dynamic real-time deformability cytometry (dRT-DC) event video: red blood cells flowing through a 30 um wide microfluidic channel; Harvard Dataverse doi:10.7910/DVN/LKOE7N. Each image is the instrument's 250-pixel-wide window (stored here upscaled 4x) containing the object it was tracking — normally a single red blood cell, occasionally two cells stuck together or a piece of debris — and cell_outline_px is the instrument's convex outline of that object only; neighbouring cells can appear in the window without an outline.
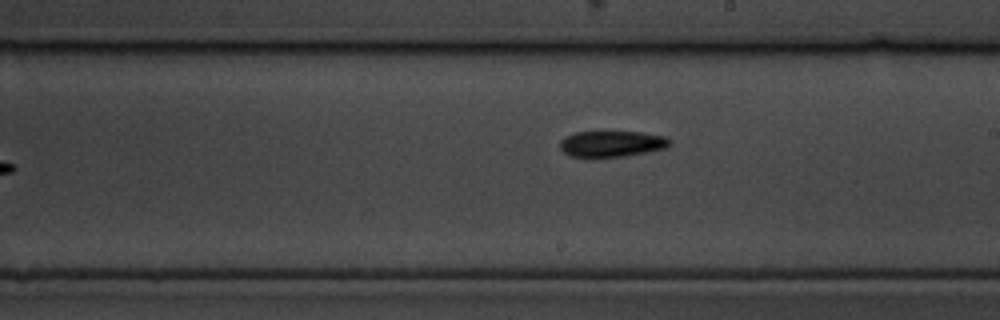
{"species": "common noctule bat (a hibernating species)", "species_latin": "Nyctalus noctula", "temperature_condition": "cold", "stored_images_in_passage": 10, "camera_frame_rate_fps": 3000, "um_per_image_px": 0.085, "animal": {"sex": "male", "body_mass_g": 19.5, "forearm_length_mm": 54.6}, "frame": {"image": 1, "passage_image": 10, "time_ms": 10.667, "image_size_px": [1000, 320], "cell_outline_px": [[672, 144], [668, 148], [648, 152], [624, 156], [572, 156], [564, 152], [560, 148], [560, 140], [564, 136], [576, 132], [604, 128], [640, 132], [664, 136], [672, 140]], "centroid_in_image_um": [52.02, 12.15], "position_along_channel_um": 237.0, "area_um2": 17.51}}